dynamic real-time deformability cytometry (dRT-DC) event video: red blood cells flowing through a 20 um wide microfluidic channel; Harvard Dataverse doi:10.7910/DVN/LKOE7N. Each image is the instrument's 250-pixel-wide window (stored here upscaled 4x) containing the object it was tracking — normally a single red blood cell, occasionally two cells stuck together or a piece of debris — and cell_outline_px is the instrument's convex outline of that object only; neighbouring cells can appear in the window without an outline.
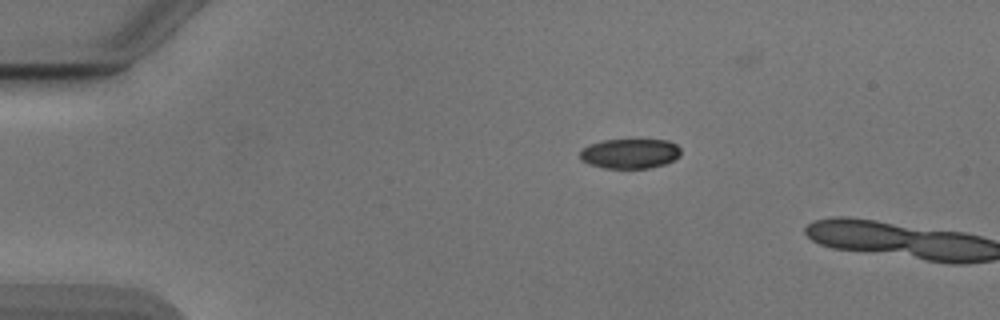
{"species": "Egyptian fruit bat (a non-hibernating species)", "species_latin": "Rousettus aegyptiacus", "temperature_condition": "cold", "stored_images_in_passage": 3, "camera_frame_rate_fps": 3000, "um_per_image_px": 0.085, "animal": {"sex": "male"}, "frame": {"image": 1, "passage_image": 1, "time_ms": 0.0, "image_size_px": [1000, 320], "cell_outline_px": [[680, 156], [664, 164], [648, 168], [604, 168], [588, 164], [580, 160], [580, 152], [588, 144], [604, 140], [668, 140], [676, 144], [680, 148]], "centroid_in_image_um": [53.52, 13.05], "position_along_channel_um": 31.5, "area_um2": 17.51}}